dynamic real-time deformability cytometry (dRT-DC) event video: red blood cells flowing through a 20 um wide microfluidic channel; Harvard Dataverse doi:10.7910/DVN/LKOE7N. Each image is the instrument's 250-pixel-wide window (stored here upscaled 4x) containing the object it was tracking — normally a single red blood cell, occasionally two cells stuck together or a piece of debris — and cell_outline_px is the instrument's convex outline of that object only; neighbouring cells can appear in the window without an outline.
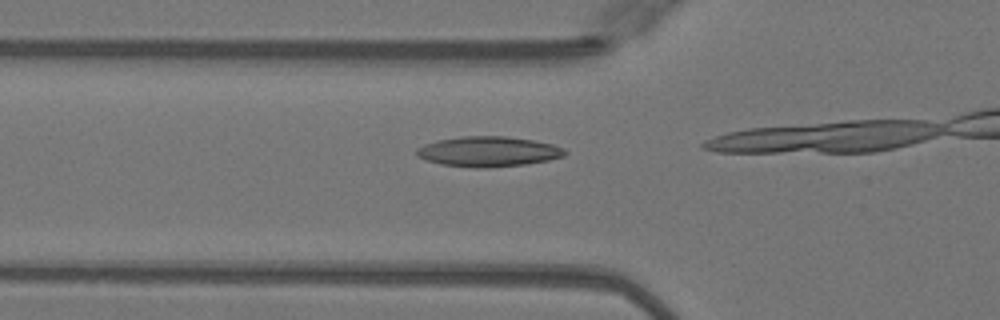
{"species": "Egyptian fruit bat (a non-hibernating species)", "species_latin": "Rousettus aegyptiacus", "temperature_condition": "warm", "stored_images_in_passage": 4, "camera_frame_rate_fps": 3000, "um_per_image_px": 0.085, "animal": {"sex": "female"}, "frame": {"image": 1, "passage_image": 2, "time_ms": 0.333, "image_size_px": [1000, 320], "cell_outline_px": [[568, 152], [564, 156], [548, 160], [524, 164], [484, 168], [476, 168], [440, 164], [424, 160], [416, 156], [416, 148], [424, 144], [436, 140], [460, 136], [504, 136], [532, 140], [552, 144], [564, 148]], "centroid_in_image_um": [41.46, 12.88], "position_along_channel_um": 84.3, "area_um2": 26.18}}